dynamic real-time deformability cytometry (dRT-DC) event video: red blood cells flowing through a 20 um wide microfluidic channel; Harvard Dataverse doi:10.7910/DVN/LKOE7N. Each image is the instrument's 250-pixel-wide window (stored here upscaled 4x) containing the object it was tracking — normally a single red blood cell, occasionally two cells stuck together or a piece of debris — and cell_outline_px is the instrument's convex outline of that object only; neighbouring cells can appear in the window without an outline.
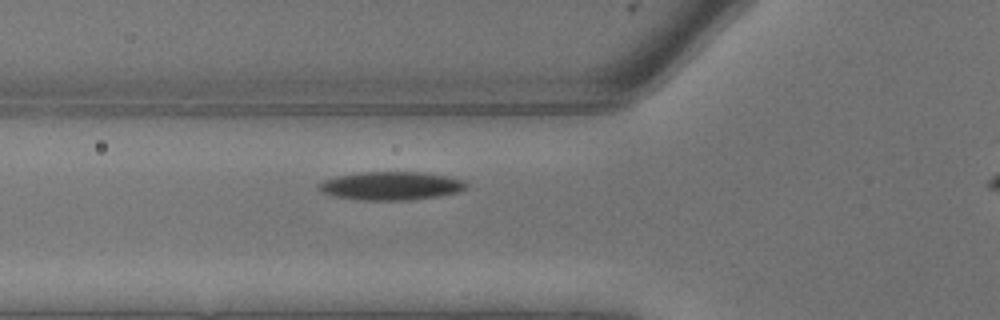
{"species": "common noctule bat (a hibernating species)", "species_latin": "Nyctalus noctula", "temperature_condition": "warm", "stored_images_in_passage": 2, "camera_frame_rate_fps": 3000, "um_per_image_px": 0.085, "animal": {"sex": "male", "body_mass_g": 13.3}, "frame": {"image": 1, "passage_image": 2, "time_ms": 0.333, "image_size_px": [1000, 320], "cell_outline_px": [[468, 188], [460, 192], [436, 196], [408, 200], [360, 200], [332, 196], [320, 192], [316, 184], [324, 180], [336, 176], [360, 172], [424, 172], [464, 180], [468, 184]], "centroid_in_image_um": [33.21, 15.8], "position_along_channel_um": 92.6, "area_um2": 24.57}}